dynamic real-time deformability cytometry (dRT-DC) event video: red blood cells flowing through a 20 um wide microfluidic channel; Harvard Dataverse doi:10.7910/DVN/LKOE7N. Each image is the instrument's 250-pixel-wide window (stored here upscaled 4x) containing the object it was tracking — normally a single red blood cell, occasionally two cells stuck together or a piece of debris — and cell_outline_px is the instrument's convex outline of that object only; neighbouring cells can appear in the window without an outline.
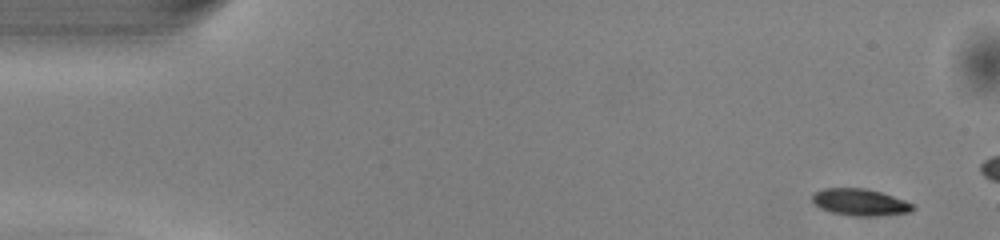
{"species": "common noctule bat (a hibernating species)", "species_latin": "Nyctalus noctula", "temperature_condition": "warm", "stored_images_in_passage": 14, "camera_frame_rate_fps": 3000, "um_per_image_px": 0.085, "animal": {"sex": "male", "body_mass_g": 13.0, "forearm_length_mm": 53.1}, "frame": {"image": 1, "passage_image": 1, "time_ms": 0.0, "image_size_px": [1000, 240], "cell_outline_px": [[916, 208], [912, 212], [876, 216], [852, 216], [832, 212], [820, 208], [812, 204], [812, 192], [824, 188], [868, 188], [916, 204]], "centroid_in_image_um": [73.1, 17.19], "position_along_channel_um": 11.9, "area_um2": 16.01}}